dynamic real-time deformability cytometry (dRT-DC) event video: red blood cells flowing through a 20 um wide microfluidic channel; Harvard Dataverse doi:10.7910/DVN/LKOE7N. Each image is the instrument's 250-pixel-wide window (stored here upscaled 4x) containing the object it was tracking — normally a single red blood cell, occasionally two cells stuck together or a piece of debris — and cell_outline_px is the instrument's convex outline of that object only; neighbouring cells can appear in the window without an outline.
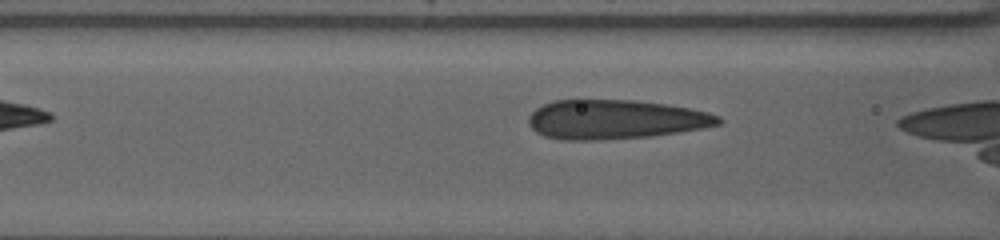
{"species": "human", "species_latin": "Homo sapiens", "temperature_condition": "warm", "stored_images_in_passage": 12, "camera_frame_rate_fps": 3000, "um_per_image_px": 0.085, "donor": {"sex": "female"}, "frame": {"image": 1, "passage_image": 4, "time_ms": 1.0, "image_size_px": [1000, 240], "cell_outline_px": [[724, 120], [720, 124], [704, 128], [648, 136], [600, 140], [564, 140], [544, 136], [536, 132], [528, 124], [528, 116], [536, 108], [552, 100], [636, 100], [664, 104], [688, 108], [708, 112], [720, 116]], "centroid_in_image_um": [52.28, 10.15], "position_along_channel_um": 114.3, "area_um2": 43.47}}
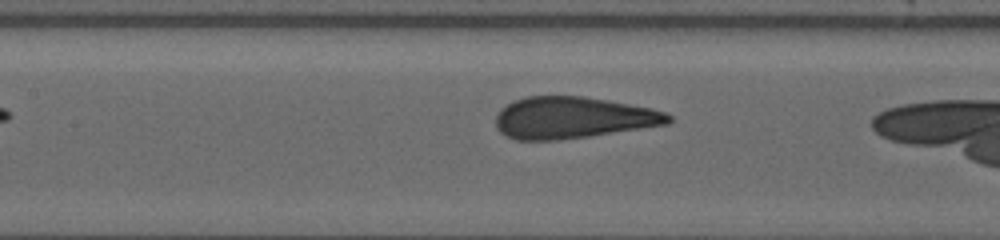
{"frame": {"image": 2, "passage_image": 9, "time_ms": 2.667, "image_size_px": [1000, 240], "cell_outline_px": [[672, 120], [668, 124], [588, 136], [556, 140], [516, 140], [504, 136], [496, 128], [496, 116], [500, 108], [524, 96], [584, 96], [652, 108], [664, 112], [672, 116]], "centroid_in_image_um": [48.66, 10.0], "position_along_channel_um": 158.7, "area_um2": 41.85}}